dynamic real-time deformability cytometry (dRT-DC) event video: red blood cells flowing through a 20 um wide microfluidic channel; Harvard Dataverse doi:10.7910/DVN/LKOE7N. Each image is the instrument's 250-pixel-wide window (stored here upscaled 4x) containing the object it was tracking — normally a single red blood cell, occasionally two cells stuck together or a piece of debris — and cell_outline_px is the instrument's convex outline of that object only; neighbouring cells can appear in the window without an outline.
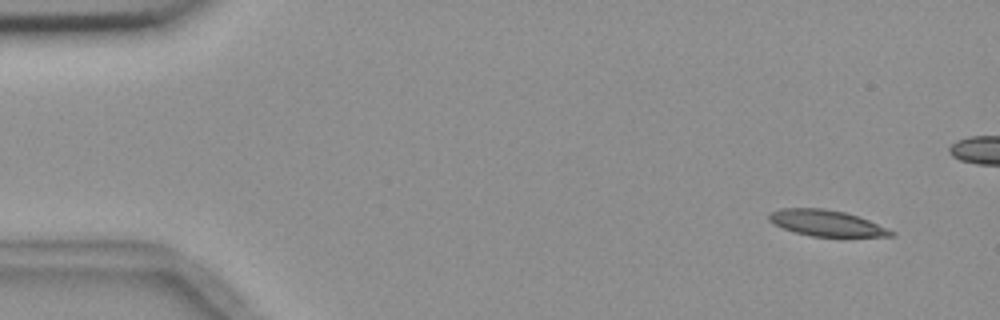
{"species": "common noctule bat (a hibernating species)", "species_latin": "Nyctalus noctula", "temperature_condition": "room temperature", "stored_images_in_passage": 5, "camera_frame_rate_fps": 3000, "um_per_image_px": 0.085, "animal": {"sex": "female", "body_mass_g": 18.4}, "frame": {"image": 1, "passage_image": 1, "time_ms": 0.0, "image_size_px": [1000, 320], "cell_outline_px": [[896, 236], [812, 236], [796, 232], [784, 228], [768, 220], [768, 212], [780, 208], [824, 208], [844, 212], [868, 220], [896, 232]], "centroid_in_image_um": [70.22, 18.95], "position_along_channel_um": 14.8, "area_um2": 18.26}}